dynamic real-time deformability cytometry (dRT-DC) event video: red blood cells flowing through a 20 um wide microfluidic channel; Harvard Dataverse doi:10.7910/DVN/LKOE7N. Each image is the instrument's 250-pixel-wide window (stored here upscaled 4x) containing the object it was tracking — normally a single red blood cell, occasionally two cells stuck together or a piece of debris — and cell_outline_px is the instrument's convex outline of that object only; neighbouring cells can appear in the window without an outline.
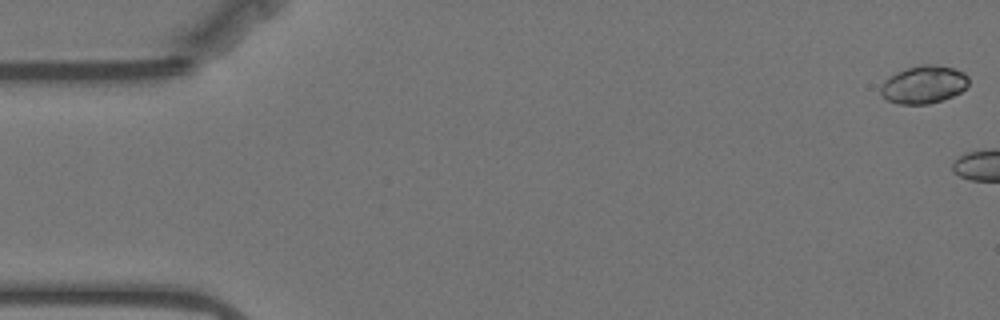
{"species": "Egyptian fruit bat (a non-hibernating species)", "species_latin": "Rousettus aegyptiacus", "temperature_condition": "warm", "stored_images_in_passage": 5, "camera_frame_rate_fps": 3000, "um_per_image_px": 0.085, "animal": {"sex": "female"}, "frame": {"image": 1, "passage_image": 1, "time_ms": 0.0, "image_size_px": [1000, 320], "cell_outline_px": [[968, 84], [960, 92], [952, 96], [928, 104], [900, 104], [888, 100], [880, 92], [880, 88], [884, 80], [896, 72], [920, 64], [932, 64], [952, 68], [964, 72], [968, 76]], "centroid_in_image_um": [78.51, 7.18], "position_along_channel_um": 6.5, "area_um2": 19.19}}